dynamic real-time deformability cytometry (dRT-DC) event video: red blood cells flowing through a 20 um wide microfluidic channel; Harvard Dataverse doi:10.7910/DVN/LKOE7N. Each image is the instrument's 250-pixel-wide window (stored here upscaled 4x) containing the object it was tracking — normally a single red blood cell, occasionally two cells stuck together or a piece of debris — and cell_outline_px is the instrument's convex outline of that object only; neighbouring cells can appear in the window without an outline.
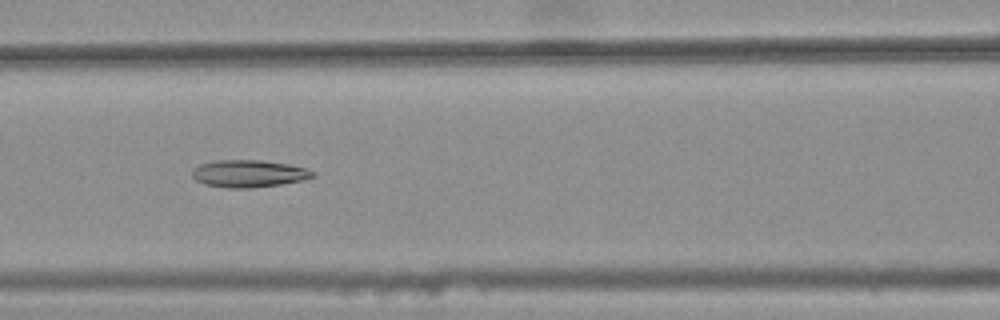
{"species": "common noctule bat (a hibernating species)", "species_latin": "Nyctalus noctula", "temperature_condition": "warm", "stored_images_in_passage": 26, "camera_frame_rate_fps": 3000, "um_per_image_px": 0.085, "animal": {"sex": "female", "body_mass_g": 25.1}, "frame": {"image": 1, "passage_image": 11, "time_ms": 3.333, "image_size_px": [1000, 320], "cell_outline_px": [[316, 176], [300, 180], [280, 184], [248, 188], [228, 188], [204, 184], [196, 180], [192, 176], [192, 172], [200, 164], [212, 160], [260, 160], [288, 164], [304, 168], [316, 172]], "centroid_in_image_um": [21.12, 14.75], "position_along_channel_um": 145.5, "area_um2": 19.02}}
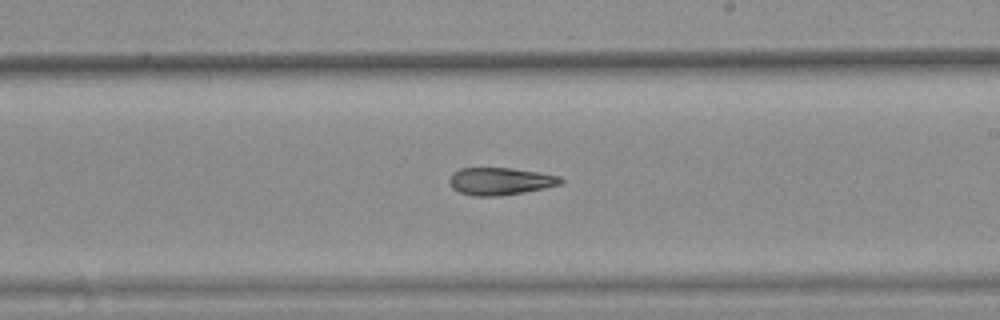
{"frame": {"image": 2, "passage_image": 19, "time_ms": 6.0, "image_size_px": [1000, 320], "cell_outline_px": [[564, 180], [560, 184], [544, 188], [524, 192], [500, 196], [472, 196], [460, 192], [452, 188], [448, 180], [452, 172], [460, 168], [508, 168], [536, 172], [560, 176]], "centroid_in_image_um": [42.48, 15.41], "position_along_channel_um": 246.5, "area_um2": 17.74}}
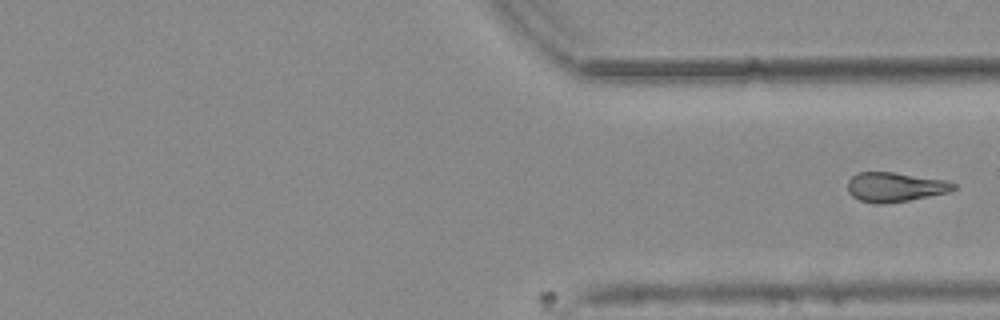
{"frame": {"image": 3, "passage_image": 26, "time_ms": 8.333, "image_size_px": [1000, 320], "cell_outline_px": [[956, 188], [948, 192], [908, 200], [884, 204], [876, 204], [860, 200], [852, 196], [848, 192], [848, 180], [856, 172], [892, 172], [944, 180], [956, 184]], "centroid_in_image_um": [76.03, 15.9], "position_along_channel_um": 335.4, "area_um2": 18.03}}